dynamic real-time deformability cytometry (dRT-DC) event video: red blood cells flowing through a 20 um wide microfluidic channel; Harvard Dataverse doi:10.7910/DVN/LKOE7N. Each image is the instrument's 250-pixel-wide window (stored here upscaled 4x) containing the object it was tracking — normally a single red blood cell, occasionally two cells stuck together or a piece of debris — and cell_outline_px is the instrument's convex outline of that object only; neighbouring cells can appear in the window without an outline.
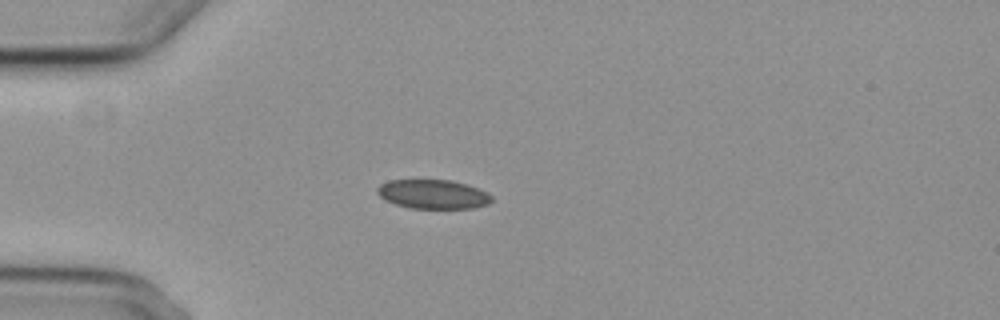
{"species": "common noctule bat (a hibernating species)", "species_latin": "Nyctalus noctula", "temperature_condition": "cold", "stored_images_in_passage": 1, "camera_frame_rate_fps": 3000, "um_per_image_px": 0.085, "animal": {"sex": "female", "body_mass_g": 29.2, "forearm_length_mm": 56.3}, "frame": {"image": 1, "passage_image": 1, "time_ms": 0.0, "image_size_px": [1000, 320], "cell_outline_px": [[492, 200], [488, 204], [472, 208], [408, 208], [384, 200], [376, 192], [376, 188], [380, 184], [388, 180], [452, 180], [468, 184], [488, 192], [492, 196]], "centroid_in_image_um": [36.8, 16.5], "position_along_channel_um": 48.2, "area_um2": 19.59}}